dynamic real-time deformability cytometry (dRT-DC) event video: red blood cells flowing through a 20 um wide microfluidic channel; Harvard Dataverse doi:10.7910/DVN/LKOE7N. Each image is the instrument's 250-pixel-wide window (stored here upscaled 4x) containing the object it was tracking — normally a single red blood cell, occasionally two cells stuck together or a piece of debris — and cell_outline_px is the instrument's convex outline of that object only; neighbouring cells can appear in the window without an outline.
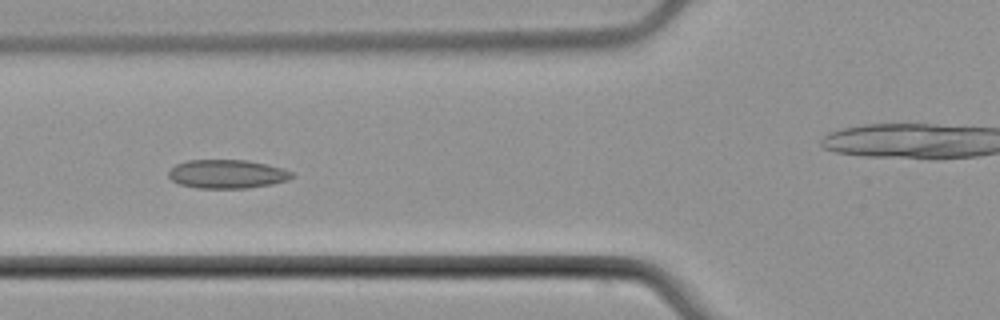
{"species": "common noctule bat (a hibernating species)", "species_latin": "Nyctalus noctula", "temperature_condition": "cold", "stored_images_in_passage": 8, "segment_of_instrument_passage": [1, 2], "camera_frame_rate_fps": 3000, "um_per_image_px": 0.085, "animal": {"sex": "male", "body_mass_g": 21.5, "forearm_length_mm": 52.0}, "frame": {"image": 1, "passage_image": 6, "time_ms": 7.0, "image_size_px": [1000, 320], "cell_outline_px": [[296, 176], [288, 180], [272, 184], [244, 188], [196, 188], [180, 184], [172, 180], [168, 176], [168, 172], [176, 164], [188, 160], [248, 160], [284, 168], [292, 172]], "centroid_in_image_um": [19.33, 14.79], "position_along_channel_um": 106.5, "area_um2": 20.69}}
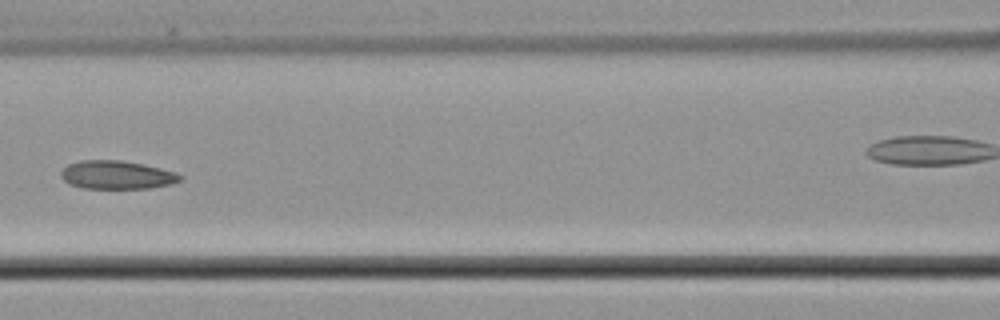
{"frame": {"image": 2, "passage_image": 7, "time_ms": 8.333, "image_size_px": [1000, 320], "cell_outline_px": [[184, 180], [172, 184], [148, 188], [84, 188], [68, 184], [60, 176], [60, 172], [68, 164], [80, 160], [120, 160], [160, 168], [176, 172], [184, 176]], "centroid_in_image_um": [9.94, 14.87], "position_along_channel_um": 156.7, "area_um2": 19.77}}